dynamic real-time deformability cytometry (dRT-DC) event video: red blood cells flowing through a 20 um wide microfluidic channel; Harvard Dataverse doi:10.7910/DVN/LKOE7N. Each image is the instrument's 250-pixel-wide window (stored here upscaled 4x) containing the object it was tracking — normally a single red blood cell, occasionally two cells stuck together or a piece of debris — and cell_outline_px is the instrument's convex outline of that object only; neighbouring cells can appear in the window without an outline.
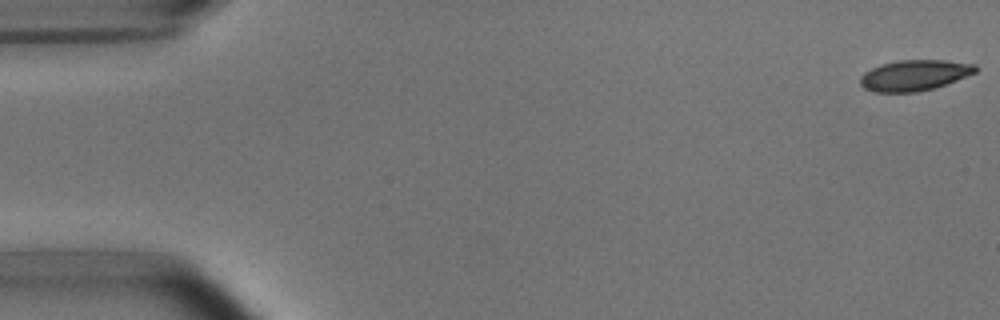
{"species": "common noctule bat (a hibernating species)", "species_latin": "Nyctalus noctula", "temperature_condition": "room temperature", "stored_images_in_passage": 52, "camera_frame_rate_fps": 3000, "um_per_image_px": 0.085, "animal": {"sex": "male", "body_mass_g": 15.6}, "frame": {"image": 1, "passage_image": 1, "time_ms": 0.0, "image_size_px": [1000, 320], "cell_outline_px": [[980, 68], [976, 72], [936, 88], [916, 92], [876, 92], [864, 88], [860, 84], [860, 76], [864, 72], [880, 64], [896, 60], [944, 60], [976, 64]], "centroid_in_image_um": [77.73, 6.39], "position_along_channel_um": 7.3, "area_um2": 20.81}}
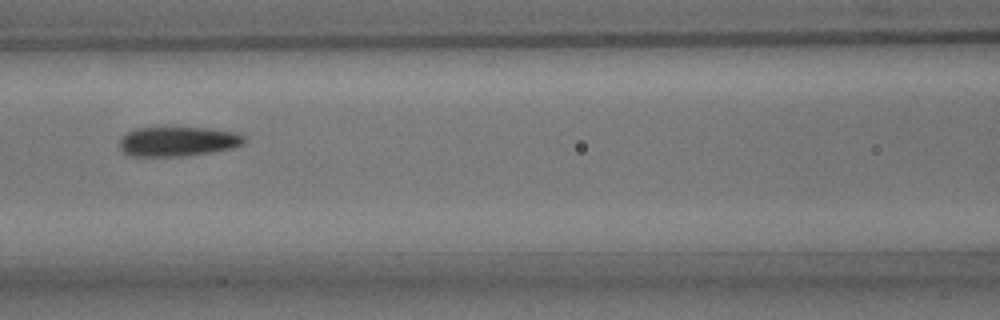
{"frame": {"image": 2, "passage_image": 23, "time_ms": 7.333, "image_size_px": [1000, 320], "cell_outline_px": [[244, 144], [236, 148], [212, 152], [184, 156], [132, 156], [124, 152], [120, 148], [120, 140], [128, 132], [136, 128], [164, 124], [176, 124], [208, 128], [236, 132], [244, 136]], "centroid_in_image_um": [15.14, 11.96], "position_along_channel_um": 151.5, "area_um2": 22.66}}
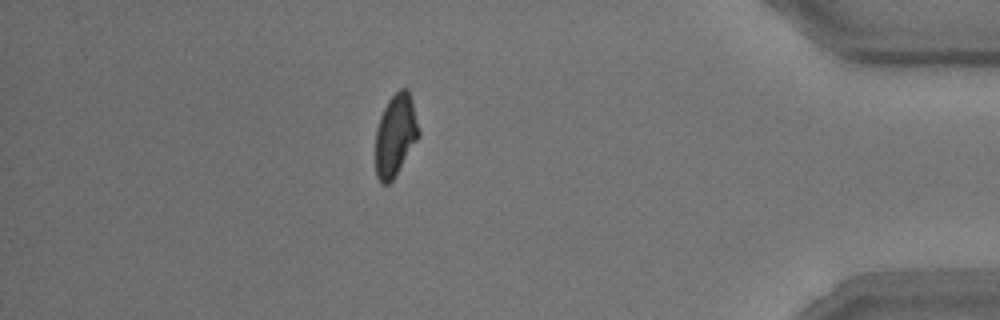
{"frame": {"image": 3, "passage_image": 46, "time_ms": 15.0, "image_size_px": [1000, 320], "cell_outline_px": [[420, 136], [392, 180], [388, 184], [380, 184], [376, 176], [376, 128], [380, 116], [388, 100], [400, 88], [408, 88], [412, 100], [420, 132]], "centroid_in_image_um": [33.61, 11.48], "position_along_channel_um": 401.6, "area_um2": 20.63}, "authors_computed_cell_mechanics": {"area_um2": 21.6461, "velocity_mm_per_s": 3.8069, "shape_relaxation_time_tau1_ms": 3.7256, "shape_relaxation_time_tau2_ms": 2.2778, "deformation_change_tau1": 0.1272, "deformation_change_tau2": 0.0875}}